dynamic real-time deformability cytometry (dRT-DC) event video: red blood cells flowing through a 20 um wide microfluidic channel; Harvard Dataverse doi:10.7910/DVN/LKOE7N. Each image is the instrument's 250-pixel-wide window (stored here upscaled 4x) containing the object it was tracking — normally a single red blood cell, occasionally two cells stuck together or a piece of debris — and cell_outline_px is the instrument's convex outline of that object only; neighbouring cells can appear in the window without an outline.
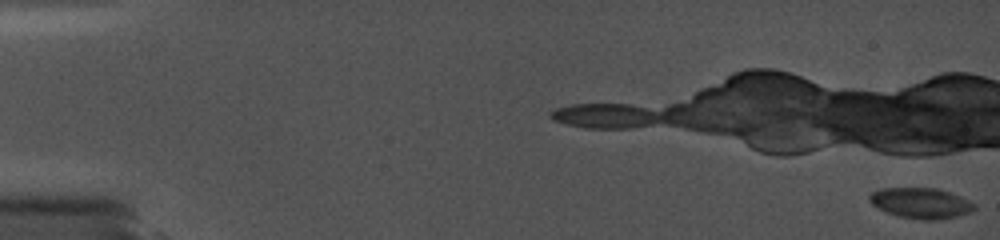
{"species": "common noctule bat (a hibernating species)", "species_latin": "Nyctalus noctula", "temperature_condition": "cold", "stored_images_in_passage": 6, "camera_frame_rate_fps": 5000, "um_per_image_px": 0.085, "animal": {"sex": "female", "body_mass_g": 19.0, "forearm_length_mm": 56.7}, "frame": {"image": 1, "passage_image": 1, "time_ms": 0.0, "image_size_px": [1000, 240], "cell_outline_px": [[976, 208], [972, 212], [956, 216], [936, 220], [924, 220], [900, 216], [888, 212], [872, 204], [868, 200], [868, 196], [872, 192], [880, 188], [936, 188], [960, 196], [976, 204]], "centroid_in_image_um": [78.29, 17.25], "position_along_channel_um": 6.7, "area_um2": 18.55}}